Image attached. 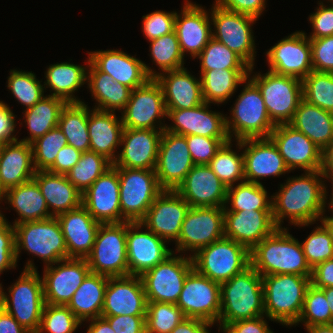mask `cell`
<instances>
[{
    "label": "cell",
    "instance_id": "cell-55",
    "mask_svg": "<svg viewBox=\"0 0 333 333\" xmlns=\"http://www.w3.org/2000/svg\"><path fill=\"white\" fill-rule=\"evenodd\" d=\"M81 324L67 306L45 304L36 333H74Z\"/></svg>",
    "mask_w": 333,
    "mask_h": 333
},
{
    "label": "cell",
    "instance_id": "cell-42",
    "mask_svg": "<svg viewBox=\"0 0 333 333\" xmlns=\"http://www.w3.org/2000/svg\"><path fill=\"white\" fill-rule=\"evenodd\" d=\"M250 69L200 70L204 102L221 104L230 99L238 85L247 78Z\"/></svg>",
    "mask_w": 333,
    "mask_h": 333
},
{
    "label": "cell",
    "instance_id": "cell-26",
    "mask_svg": "<svg viewBox=\"0 0 333 333\" xmlns=\"http://www.w3.org/2000/svg\"><path fill=\"white\" fill-rule=\"evenodd\" d=\"M147 299L140 276L109 277L101 316H146Z\"/></svg>",
    "mask_w": 333,
    "mask_h": 333
},
{
    "label": "cell",
    "instance_id": "cell-48",
    "mask_svg": "<svg viewBox=\"0 0 333 333\" xmlns=\"http://www.w3.org/2000/svg\"><path fill=\"white\" fill-rule=\"evenodd\" d=\"M302 95L307 102L333 113V73L313 70L302 80Z\"/></svg>",
    "mask_w": 333,
    "mask_h": 333
},
{
    "label": "cell",
    "instance_id": "cell-3",
    "mask_svg": "<svg viewBox=\"0 0 333 333\" xmlns=\"http://www.w3.org/2000/svg\"><path fill=\"white\" fill-rule=\"evenodd\" d=\"M219 332L224 325L265 315L262 276L250 265L220 284Z\"/></svg>",
    "mask_w": 333,
    "mask_h": 333
},
{
    "label": "cell",
    "instance_id": "cell-23",
    "mask_svg": "<svg viewBox=\"0 0 333 333\" xmlns=\"http://www.w3.org/2000/svg\"><path fill=\"white\" fill-rule=\"evenodd\" d=\"M118 167L112 165L83 194L82 205L101 224L121 223Z\"/></svg>",
    "mask_w": 333,
    "mask_h": 333
},
{
    "label": "cell",
    "instance_id": "cell-71",
    "mask_svg": "<svg viewBox=\"0 0 333 333\" xmlns=\"http://www.w3.org/2000/svg\"><path fill=\"white\" fill-rule=\"evenodd\" d=\"M87 321H91L89 328H87V333H115L109 322L103 317L93 318Z\"/></svg>",
    "mask_w": 333,
    "mask_h": 333
},
{
    "label": "cell",
    "instance_id": "cell-39",
    "mask_svg": "<svg viewBox=\"0 0 333 333\" xmlns=\"http://www.w3.org/2000/svg\"><path fill=\"white\" fill-rule=\"evenodd\" d=\"M108 276L89 272L67 307L81 321L101 317Z\"/></svg>",
    "mask_w": 333,
    "mask_h": 333
},
{
    "label": "cell",
    "instance_id": "cell-75",
    "mask_svg": "<svg viewBox=\"0 0 333 333\" xmlns=\"http://www.w3.org/2000/svg\"><path fill=\"white\" fill-rule=\"evenodd\" d=\"M6 189L2 186L1 181H0V201L6 200Z\"/></svg>",
    "mask_w": 333,
    "mask_h": 333
},
{
    "label": "cell",
    "instance_id": "cell-29",
    "mask_svg": "<svg viewBox=\"0 0 333 333\" xmlns=\"http://www.w3.org/2000/svg\"><path fill=\"white\" fill-rule=\"evenodd\" d=\"M227 188L209 165H194L175 191L190 207H225Z\"/></svg>",
    "mask_w": 333,
    "mask_h": 333
},
{
    "label": "cell",
    "instance_id": "cell-49",
    "mask_svg": "<svg viewBox=\"0 0 333 333\" xmlns=\"http://www.w3.org/2000/svg\"><path fill=\"white\" fill-rule=\"evenodd\" d=\"M186 316L174 303L147 302L146 333H171Z\"/></svg>",
    "mask_w": 333,
    "mask_h": 333
},
{
    "label": "cell",
    "instance_id": "cell-57",
    "mask_svg": "<svg viewBox=\"0 0 333 333\" xmlns=\"http://www.w3.org/2000/svg\"><path fill=\"white\" fill-rule=\"evenodd\" d=\"M185 137L195 165H208L221 146L230 140L198 135H186Z\"/></svg>",
    "mask_w": 333,
    "mask_h": 333
},
{
    "label": "cell",
    "instance_id": "cell-19",
    "mask_svg": "<svg viewBox=\"0 0 333 333\" xmlns=\"http://www.w3.org/2000/svg\"><path fill=\"white\" fill-rule=\"evenodd\" d=\"M269 71L303 80L313 71L310 39L296 31L278 41L267 52Z\"/></svg>",
    "mask_w": 333,
    "mask_h": 333
},
{
    "label": "cell",
    "instance_id": "cell-5",
    "mask_svg": "<svg viewBox=\"0 0 333 333\" xmlns=\"http://www.w3.org/2000/svg\"><path fill=\"white\" fill-rule=\"evenodd\" d=\"M311 277L296 274L262 276L265 316L285 326L296 325Z\"/></svg>",
    "mask_w": 333,
    "mask_h": 333
},
{
    "label": "cell",
    "instance_id": "cell-50",
    "mask_svg": "<svg viewBox=\"0 0 333 333\" xmlns=\"http://www.w3.org/2000/svg\"><path fill=\"white\" fill-rule=\"evenodd\" d=\"M200 70L250 69V66L234 51L213 37L197 56Z\"/></svg>",
    "mask_w": 333,
    "mask_h": 333
},
{
    "label": "cell",
    "instance_id": "cell-33",
    "mask_svg": "<svg viewBox=\"0 0 333 333\" xmlns=\"http://www.w3.org/2000/svg\"><path fill=\"white\" fill-rule=\"evenodd\" d=\"M187 68L159 73L166 109H192L204 103L201 80L189 74Z\"/></svg>",
    "mask_w": 333,
    "mask_h": 333
},
{
    "label": "cell",
    "instance_id": "cell-51",
    "mask_svg": "<svg viewBox=\"0 0 333 333\" xmlns=\"http://www.w3.org/2000/svg\"><path fill=\"white\" fill-rule=\"evenodd\" d=\"M149 43L151 58L162 71L160 73L184 67V55L181 52L175 30L151 40Z\"/></svg>",
    "mask_w": 333,
    "mask_h": 333
},
{
    "label": "cell",
    "instance_id": "cell-18",
    "mask_svg": "<svg viewBox=\"0 0 333 333\" xmlns=\"http://www.w3.org/2000/svg\"><path fill=\"white\" fill-rule=\"evenodd\" d=\"M186 137L163 130L155 173L163 190H176L193 168Z\"/></svg>",
    "mask_w": 333,
    "mask_h": 333
},
{
    "label": "cell",
    "instance_id": "cell-14",
    "mask_svg": "<svg viewBox=\"0 0 333 333\" xmlns=\"http://www.w3.org/2000/svg\"><path fill=\"white\" fill-rule=\"evenodd\" d=\"M224 237V207H190L182 223L177 252L201 248Z\"/></svg>",
    "mask_w": 333,
    "mask_h": 333
},
{
    "label": "cell",
    "instance_id": "cell-44",
    "mask_svg": "<svg viewBox=\"0 0 333 333\" xmlns=\"http://www.w3.org/2000/svg\"><path fill=\"white\" fill-rule=\"evenodd\" d=\"M89 107L83 103H67L61 110L58 127L64 133L67 144L83 152L90 151L88 133Z\"/></svg>",
    "mask_w": 333,
    "mask_h": 333
},
{
    "label": "cell",
    "instance_id": "cell-25",
    "mask_svg": "<svg viewBox=\"0 0 333 333\" xmlns=\"http://www.w3.org/2000/svg\"><path fill=\"white\" fill-rule=\"evenodd\" d=\"M209 103H202L192 109H166L168 119L172 120L165 130L178 135H198L204 137L229 139L226 130V116L209 109Z\"/></svg>",
    "mask_w": 333,
    "mask_h": 333
},
{
    "label": "cell",
    "instance_id": "cell-30",
    "mask_svg": "<svg viewBox=\"0 0 333 333\" xmlns=\"http://www.w3.org/2000/svg\"><path fill=\"white\" fill-rule=\"evenodd\" d=\"M276 229L272 210L224 211V237L250 251Z\"/></svg>",
    "mask_w": 333,
    "mask_h": 333
},
{
    "label": "cell",
    "instance_id": "cell-45",
    "mask_svg": "<svg viewBox=\"0 0 333 333\" xmlns=\"http://www.w3.org/2000/svg\"><path fill=\"white\" fill-rule=\"evenodd\" d=\"M242 210H272V196H268L262 184L243 181L229 186L224 211Z\"/></svg>",
    "mask_w": 333,
    "mask_h": 333
},
{
    "label": "cell",
    "instance_id": "cell-27",
    "mask_svg": "<svg viewBox=\"0 0 333 333\" xmlns=\"http://www.w3.org/2000/svg\"><path fill=\"white\" fill-rule=\"evenodd\" d=\"M163 130L123 128L122 151L113 165L118 168L155 170Z\"/></svg>",
    "mask_w": 333,
    "mask_h": 333
},
{
    "label": "cell",
    "instance_id": "cell-65",
    "mask_svg": "<svg viewBox=\"0 0 333 333\" xmlns=\"http://www.w3.org/2000/svg\"><path fill=\"white\" fill-rule=\"evenodd\" d=\"M81 155V151L67 144L58 151L54 164L47 171L66 175L77 164Z\"/></svg>",
    "mask_w": 333,
    "mask_h": 333
},
{
    "label": "cell",
    "instance_id": "cell-76",
    "mask_svg": "<svg viewBox=\"0 0 333 333\" xmlns=\"http://www.w3.org/2000/svg\"><path fill=\"white\" fill-rule=\"evenodd\" d=\"M332 186V193H331V197H330V203H328V207H330V211H332V215H331V217L333 218V185H331Z\"/></svg>",
    "mask_w": 333,
    "mask_h": 333
},
{
    "label": "cell",
    "instance_id": "cell-43",
    "mask_svg": "<svg viewBox=\"0 0 333 333\" xmlns=\"http://www.w3.org/2000/svg\"><path fill=\"white\" fill-rule=\"evenodd\" d=\"M67 102L59 97L47 95L39 100L33 107L24 110V122L29 129V137L21 139L31 144L50 130L58 127L61 110Z\"/></svg>",
    "mask_w": 333,
    "mask_h": 333
},
{
    "label": "cell",
    "instance_id": "cell-52",
    "mask_svg": "<svg viewBox=\"0 0 333 333\" xmlns=\"http://www.w3.org/2000/svg\"><path fill=\"white\" fill-rule=\"evenodd\" d=\"M7 80L8 89L26 109L33 107L44 97L46 87L41 84L42 81L36 79V75L31 71L11 70Z\"/></svg>",
    "mask_w": 333,
    "mask_h": 333
},
{
    "label": "cell",
    "instance_id": "cell-24",
    "mask_svg": "<svg viewBox=\"0 0 333 333\" xmlns=\"http://www.w3.org/2000/svg\"><path fill=\"white\" fill-rule=\"evenodd\" d=\"M236 142V147L243 149L245 181L262 184L259 180L264 177L290 173L270 138H248Z\"/></svg>",
    "mask_w": 333,
    "mask_h": 333
},
{
    "label": "cell",
    "instance_id": "cell-31",
    "mask_svg": "<svg viewBox=\"0 0 333 333\" xmlns=\"http://www.w3.org/2000/svg\"><path fill=\"white\" fill-rule=\"evenodd\" d=\"M209 15L203 7L189 0H186L180 14L176 12L174 30L184 57L189 52L192 58H196L212 38Z\"/></svg>",
    "mask_w": 333,
    "mask_h": 333
},
{
    "label": "cell",
    "instance_id": "cell-54",
    "mask_svg": "<svg viewBox=\"0 0 333 333\" xmlns=\"http://www.w3.org/2000/svg\"><path fill=\"white\" fill-rule=\"evenodd\" d=\"M67 145L59 127L47 132L31 143L36 171H47L55 162L58 151Z\"/></svg>",
    "mask_w": 333,
    "mask_h": 333
},
{
    "label": "cell",
    "instance_id": "cell-11",
    "mask_svg": "<svg viewBox=\"0 0 333 333\" xmlns=\"http://www.w3.org/2000/svg\"><path fill=\"white\" fill-rule=\"evenodd\" d=\"M86 260L90 272L108 277L127 276L126 221L101 224Z\"/></svg>",
    "mask_w": 333,
    "mask_h": 333
},
{
    "label": "cell",
    "instance_id": "cell-47",
    "mask_svg": "<svg viewBox=\"0 0 333 333\" xmlns=\"http://www.w3.org/2000/svg\"><path fill=\"white\" fill-rule=\"evenodd\" d=\"M232 145L231 140L224 143L208 164L227 187L245 181L243 153L237 154Z\"/></svg>",
    "mask_w": 333,
    "mask_h": 333
},
{
    "label": "cell",
    "instance_id": "cell-46",
    "mask_svg": "<svg viewBox=\"0 0 333 333\" xmlns=\"http://www.w3.org/2000/svg\"><path fill=\"white\" fill-rule=\"evenodd\" d=\"M112 165L105 156L86 151L66 177L83 194Z\"/></svg>",
    "mask_w": 333,
    "mask_h": 333
},
{
    "label": "cell",
    "instance_id": "cell-1",
    "mask_svg": "<svg viewBox=\"0 0 333 333\" xmlns=\"http://www.w3.org/2000/svg\"><path fill=\"white\" fill-rule=\"evenodd\" d=\"M322 177V178H321ZM321 171H305L287 178L279 192L272 196V216L277 228L288 218L295 226H309L319 221L326 211L327 193ZM319 219V220H318Z\"/></svg>",
    "mask_w": 333,
    "mask_h": 333
},
{
    "label": "cell",
    "instance_id": "cell-73",
    "mask_svg": "<svg viewBox=\"0 0 333 333\" xmlns=\"http://www.w3.org/2000/svg\"><path fill=\"white\" fill-rule=\"evenodd\" d=\"M324 216V217H323ZM321 224H323L331 235L333 241V218L331 216H325L324 214L320 218Z\"/></svg>",
    "mask_w": 333,
    "mask_h": 333
},
{
    "label": "cell",
    "instance_id": "cell-9",
    "mask_svg": "<svg viewBox=\"0 0 333 333\" xmlns=\"http://www.w3.org/2000/svg\"><path fill=\"white\" fill-rule=\"evenodd\" d=\"M254 67H250L248 78L258 87L271 121L288 124L294 116L302 95V80L267 71L250 77Z\"/></svg>",
    "mask_w": 333,
    "mask_h": 333
},
{
    "label": "cell",
    "instance_id": "cell-7",
    "mask_svg": "<svg viewBox=\"0 0 333 333\" xmlns=\"http://www.w3.org/2000/svg\"><path fill=\"white\" fill-rule=\"evenodd\" d=\"M16 261L21 249L42 259L46 266L68 258L65 238L56 217L14 225Z\"/></svg>",
    "mask_w": 333,
    "mask_h": 333
},
{
    "label": "cell",
    "instance_id": "cell-20",
    "mask_svg": "<svg viewBox=\"0 0 333 333\" xmlns=\"http://www.w3.org/2000/svg\"><path fill=\"white\" fill-rule=\"evenodd\" d=\"M44 266L45 304L67 306L73 294L90 272L86 258H67Z\"/></svg>",
    "mask_w": 333,
    "mask_h": 333
},
{
    "label": "cell",
    "instance_id": "cell-41",
    "mask_svg": "<svg viewBox=\"0 0 333 333\" xmlns=\"http://www.w3.org/2000/svg\"><path fill=\"white\" fill-rule=\"evenodd\" d=\"M87 68L68 62L49 65L44 87L51 88V96L64 99L67 103H83L73 93L87 81Z\"/></svg>",
    "mask_w": 333,
    "mask_h": 333
},
{
    "label": "cell",
    "instance_id": "cell-74",
    "mask_svg": "<svg viewBox=\"0 0 333 333\" xmlns=\"http://www.w3.org/2000/svg\"><path fill=\"white\" fill-rule=\"evenodd\" d=\"M324 291L325 298L327 300L328 306L331 310V315L333 319V287L321 288Z\"/></svg>",
    "mask_w": 333,
    "mask_h": 333
},
{
    "label": "cell",
    "instance_id": "cell-13",
    "mask_svg": "<svg viewBox=\"0 0 333 333\" xmlns=\"http://www.w3.org/2000/svg\"><path fill=\"white\" fill-rule=\"evenodd\" d=\"M174 255V256H173ZM190 256H176L173 252L164 261L144 272L140 277L147 302L177 303L187 275L193 270Z\"/></svg>",
    "mask_w": 333,
    "mask_h": 333
},
{
    "label": "cell",
    "instance_id": "cell-4",
    "mask_svg": "<svg viewBox=\"0 0 333 333\" xmlns=\"http://www.w3.org/2000/svg\"><path fill=\"white\" fill-rule=\"evenodd\" d=\"M35 267L28 260L18 280L8 288L9 294L0 284V306L31 333L39 330L45 306L43 279Z\"/></svg>",
    "mask_w": 333,
    "mask_h": 333
},
{
    "label": "cell",
    "instance_id": "cell-58",
    "mask_svg": "<svg viewBox=\"0 0 333 333\" xmlns=\"http://www.w3.org/2000/svg\"><path fill=\"white\" fill-rule=\"evenodd\" d=\"M143 17L142 29L148 41L174 31L176 12L154 11Z\"/></svg>",
    "mask_w": 333,
    "mask_h": 333
},
{
    "label": "cell",
    "instance_id": "cell-61",
    "mask_svg": "<svg viewBox=\"0 0 333 333\" xmlns=\"http://www.w3.org/2000/svg\"><path fill=\"white\" fill-rule=\"evenodd\" d=\"M309 21L312 24V33L308 38H323L333 35V3L331 6H325L319 2V7L315 13H311Z\"/></svg>",
    "mask_w": 333,
    "mask_h": 333
},
{
    "label": "cell",
    "instance_id": "cell-68",
    "mask_svg": "<svg viewBox=\"0 0 333 333\" xmlns=\"http://www.w3.org/2000/svg\"><path fill=\"white\" fill-rule=\"evenodd\" d=\"M210 326H213V323L196 318H185L171 333H209Z\"/></svg>",
    "mask_w": 333,
    "mask_h": 333
},
{
    "label": "cell",
    "instance_id": "cell-8",
    "mask_svg": "<svg viewBox=\"0 0 333 333\" xmlns=\"http://www.w3.org/2000/svg\"><path fill=\"white\" fill-rule=\"evenodd\" d=\"M193 268L201 275L222 284L251 265L250 250L223 237L191 255Z\"/></svg>",
    "mask_w": 333,
    "mask_h": 333
},
{
    "label": "cell",
    "instance_id": "cell-28",
    "mask_svg": "<svg viewBox=\"0 0 333 333\" xmlns=\"http://www.w3.org/2000/svg\"><path fill=\"white\" fill-rule=\"evenodd\" d=\"M90 62L101 72L109 74L114 81L132 90L143 86L158 73L134 56L121 50H99L88 52ZM154 70V71H153Z\"/></svg>",
    "mask_w": 333,
    "mask_h": 333
},
{
    "label": "cell",
    "instance_id": "cell-53",
    "mask_svg": "<svg viewBox=\"0 0 333 333\" xmlns=\"http://www.w3.org/2000/svg\"><path fill=\"white\" fill-rule=\"evenodd\" d=\"M301 322L305 328L312 325L333 324L324 291L313 284H310L306 290L303 308L296 325Z\"/></svg>",
    "mask_w": 333,
    "mask_h": 333
},
{
    "label": "cell",
    "instance_id": "cell-66",
    "mask_svg": "<svg viewBox=\"0 0 333 333\" xmlns=\"http://www.w3.org/2000/svg\"><path fill=\"white\" fill-rule=\"evenodd\" d=\"M16 121L15 115L10 107L5 104V106L0 110V143H10L18 140L15 132Z\"/></svg>",
    "mask_w": 333,
    "mask_h": 333
},
{
    "label": "cell",
    "instance_id": "cell-59",
    "mask_svg": "<svg viewBox=\"0 0 333 333\" xmlns=\"http://www.w3.org/2000/svg\"><path fill=\"white\" fill-rule=\"evenodd\" d=\"M0 212V274L17 266L14 225Z\"/></svg>",
    "mask_w": 333,
    "mask_h": 333
},
{
    "label": "cell",
    "instance_id": "cell-10",
    "mask_svg": "<svg viewBox=\"0 0 333 333\" xmlns=\"http://www.w3.org/2000/svg\"><path fill=\"white\" fill-rule=\"evenodd\" d=\"M122 222H140L163 191L155 170L118 168Z\"/></svg>",
    "mask_w": 333,
    "mask_h": 333
},
{
    "label": "cell",
    "instance_id": "cell-15",
    "mask_svg": "<svg viewBox=\"0 0 333 333\" xmlns=\"http://www.w3.org/2000/svg\"><path fill=\"white\" fill-rule=\"evenodd\" d=\"M121 115L124 128L165 129L166 124L161 120L167 117V110L162 87L155 78H150L143 86L132 90ZM156 123L159 127H156Z\"/></svg>",
    "mask_w": 333,
    "mask_h": 333
},
{
    "label": "cell",
    "instance_id": "cell-64",
    "mask_svg": "<svg viewBox=\"0 0 333 333\" xmlns=\"http://www.w3.org/2000/svg\"><path fill=\"white\" fill-rule=\"evenodd\" d=\"M220 7L259 18L266 6V0H215Z\"/></svg>",
    "mask_w": 333,
    "mask_h": 333
},
{
    "label": "cell",
    "instance_id": "cell-77",
    "mask_svg": "<svg viewBox=\"0 0 333 333\" xmlns=\"http://www.w3.org/2000/svg\"><path fill=\"white\" fill-rule=\"evenodd\" d=\"M5 106V103L3 101H0V110Z\"/></svg>",
    "mask_w": 333,
    "mask_h": 333
},
{
    "label": "cell",
    "instance_id": "cell-34",
    "mask_svg": "<svg viewBox=\"0 0 333 333\" xmlns=\"http://www.w3.org/2000/svg\"><path fill=\"white\" fill-rule=\"evenodd\" d=\"M35 173L31 144L17 140L1 145L0 181L6 191L33 179Z\"/></svg>",
    "mask_w": 333,
    "mask_h": 333
},
{
    "label": "cell",
    "instance_id": "cell-72",
    "mask_svg": "<svg viewBox=\"0 0 333 333\" xmlns=\"http://www.w3.org/2000/svg\"><path fill=\"white\" fill-rule=\"evenodd\" d=\"M305 329L309 333H333V324L312 325Z\"/></svg>",
    "mask_w": 333,
    "mask_h": 333
},
{
    "label": "cell",
    "instance_id": "cell-40",
    "mask_svg": "<svg viewBox=\"0 0 333 333\" xmlns=\"http://www.w3.org/2000/svg\"><path fill=\"white\" fill-rule=\"evenodd\" d=\"M6 200L20 217L13 225L53 217L34 179L8 189Z\"/></svg>",
    "mask_w": 333,
    "mask_h": 333
},
{
    "label": "cell",
    "instance_id": "cell-62",
    "mask_svg": "<svg viewBox=\"0 0 333 333\" xmlns=\"http://www.w3.org/2000/svg\"><path fill=\"white\" fill-rule=\"evenodd\" d=\"M105 318L115 333H146L145 316H101Z\"/></svg>",
    "mask_w": 333,
    "mask_h": 333
},
{
    "label": "cell",
    "instance_id": "cell-36",
    "mask_svg": "<svg viewBox=\"0 0 333 333\" xmlns=\"http://www.w3.org/2000/svg\"><path fill=\"white\" fill-rule=\"evenodd\" d=\"M33 179L37 182L48 209L52 210L53 217L82 205V193L67 179L66 175L36 171Z\"/></svg>",
    "mask_w": 333,
    "mask_h": 333
},
{
    "label": "cell",
    "instance_id": "cell-12",
    "mask_svg": "<svg viewBox=\"0 0 333 333\" xmlns=\"http://www.w3.org/2000/svg\"><path fill=\"white\" fill-rule=\"evenodd\" d=\"M213 5L210 11L215 29H212V37L238 54L250 67H254L256 48L251 27L257 18L226 10L215 2Z\"/></svg>",
    "mask_w": 333,
    "mask_h": 333
},
{
    "label": "cell",
    "instance_id": "cell-21",
    "mask_svg": "<svg viewBox=\"0 0 333 333\" xmlns=\"http://www.w3.org/2000/svg\"><path fill=\"white\" fill-rule=\"evenodd\" d=\"M269 138L290 171L296 168H301L304 172L320 170L322 150L291 125L277 124Z\"/></svg>",
    "mask_w": 333,
    "mask_h": 333
},
{
    "label": "cell",
    "instance_id": "cell-63",
    "mask_svg": "<svg viewBox=\"0 0 333 333\" xmlns=\"http://www.w3.org/2000/svg\"><path fill=\"white\" fill-rule=\"evenodd\" d=\"M264 319L265 315L252 319L238 320L224 325L220 329L224 333H274L268 327L267 320Z\"/></svg>",
    "mask_w": 333,
    "mask_h": 333
},
{
    "label": "cell",
    "instance_id": "cell-56",
    "mask_svg": "<svg viewBox=\"0 0 333 333\" xmlns=\"http://www.w3.org/2000/svg\"><path fill=\"white\" fill-rule=\"evenodd\" d=\"M300 244L311 269L333 258V241L329 231L323 224L312 230L306 240Z\"/></svg>",
    "mask_w": 333,
    "mask_h": 333
},
{
    "label": "cell",
    "instance_id": "cell-38",
    "mask_svg": "<svg viewBox=\"0 0 333 333\" xmlns=\"http://www.w3.org/2000/svg\"><path fill=\"white\" fill-rule=\"evenodd\" d=\"M87 83L92 97L96 100L95 109L103 111L120 110L127 105L132 89L114 81L109 74L99 71L91 62L88 55Z\"/></svg>",
    "mask_w": 333,
    "mask_h": 333
},
{
    "label": "cell",
    "instance_id": "cell-16",
    "mask_svg": "<svg viewBox=\"0 0 333 333\" xmlns=\"http://www.w3.org/2000/svg\"><path fill=\"white\" fill-rule=\"evenodd\" d=\"M176 305L186 318L218 323L221 312L220 284L193 269L184 281Z\"/></svg>",
    "mask_w": 333,
    "mask_h": 333
},
{
    "label": "cell",
    "instance_id": "cell-70",
    "mask_svg": "<svg viewBox=\"0 0 333 333\" xmlns=\"http://www.w3.org/2000/svg\"><path fill=\"white\" fill-rule=\"evenodd\" d=\"M320 171L333 184V143L322 150Z\"/></svg>",
    "mask_w": 333,
    "mask_h": 333
},
{
    "label": "cell",
    "instance_id": "cell-2",
    "mask_svg": "<svg viewBox=\"0 0 333 333\" xmlns=\"http://www.w3.org/2000/svg\"><path fill=\"white\" fill-rule=\"evenodd\" d=\"M251 266L261 275L296 274L312 277L300 242L287 227L277 228L250 251Z\"/></svg>",
    "mask_w": 333,
    "mask_h": 333
},
{
    "label": "cell",
    "instance_id": "cell-35",
    "mask_svg": "<svg viewBox=\"0 0 333 333\" xmlns=\"http://www.w3.org/2000/svg\"><path fill=\"white\" fill-rule=\"evenodd\" d=\"M115 112L92 109L88 114L90 151L105 156L112 163L117 159L116 149L121 144L123 123Z\"/></svg>",
    "mask_w": 333,
    "mask_h": 333
},
{
    "label": "cell",
    "instance_id": "cell-67",
    "mask_svg": "<svg viewBox=\"0 0 333 333\" xmlns=\"http://www.w3.org/2000/svg\"><path fill=\"white\" fill-rule=\"evenodd\" d=\"M311 284L317 288L333 287V258L312 269Z\"/></svg>",
    "mask_w": 333,
    "mask_h": 333
},
{
    "label": "cell",
    "instance_id": "cell-32",
    "mask_svg": "<svg viewBox=\"0 0 333 333\" xmlns=\"http://www.w3.org/2000/svg\"><path fill=\"white\" fill-rule=\"evenodd\" d=\"M56 218L65 238L68 258H86L92 251L101 223L83 205L63 212Z\"/></svg>",
    "mask_w": 333,
    "mask_h": 333
},
{
    "label": "cell",
    "instance_id": "cell-37",
    "mask_svg": "<svg viewBox=\"0 0 333 333\" xmlns=\"http://www.w3.org/2000/svg\"><path fill=\"white\" fill-rule=\"evenodd\" d=\"M288 124L305 134L321 150L333 143V113L303 98Z\"/></svg>",
    "mask_w": 333,
    "mask_h": 333
},
{
    "label": "cell",
    "instance_id": "cell-6",
    "mask_svg": "<svg viewBox=\"0 0 333 333\" xmlns=\"http://www.w3.org/2000/svg\"><path fill=\"white\" fill-rule=\"evenodd\" d=\"M243 84L245 86L230 111L232 117H226L228 137L231 141L232 137L236 141L269 138L276 125L269 117L261 92L249 78Z\"/></svg>",
    "mask_w": 333,
    "mask_h": 333
},
{
    "label": "cell",
    "instance_id": "cell-60",
    "mask_svg": "<svg viewBox=\"0 0 333 333\" xmlns=\"http://www.w3.org/2000/svg\"><path fill=\"white\" fill-rule=\"evenodd\" d=\"M309 39L312 49L313 70L333 73V35Z\"/></svg>",
    "mask_w": 333,
    "mask_h": 333
},
{
    "label": "cell",
    "instance_id": "cell-69",
    "mask_svg": "<svg viewBox=\"0 0 333 333\" xmlns=\"http://www.w3.org/2000/svg\"><path fill=\"white\" fill-rule=\"evenodd\" d=\"M0 333H31L0 306Z\"/></svg>",
    "mask_w": 333,
    "mask_h": 333
},
{
    "label": "cell",
    "instance_id": "cell-22",
    "mask_svg": "<svg viewBox=\"0 0 333 333\" xmlns=\"http://www.w3.org/2000/svg\"><path fill=\"white\" fill-rule=\"evenodd\" d=\"M189 209L190 205L175 190H163L140 222L160 238L176 242Z\"/></svg>",
    "mask_w": 333,
    "mask_h": 333
},
{
    "label": "cell",
    "instance_id": "cell-17",
    "mask_svg": "<svg viewBox=\"0 0 333 333\" xmlns=\"http://www.w3.org/2000/svg\"><path fill=\"white\" fill-rule=\"evenodd\" d=\"M144 228L141 222L126 221L128 275L141 276L174 252L166 240Z\"/></svg>",
    "mask_w": 333,
    "mask_h": 333
}]
</instances>
